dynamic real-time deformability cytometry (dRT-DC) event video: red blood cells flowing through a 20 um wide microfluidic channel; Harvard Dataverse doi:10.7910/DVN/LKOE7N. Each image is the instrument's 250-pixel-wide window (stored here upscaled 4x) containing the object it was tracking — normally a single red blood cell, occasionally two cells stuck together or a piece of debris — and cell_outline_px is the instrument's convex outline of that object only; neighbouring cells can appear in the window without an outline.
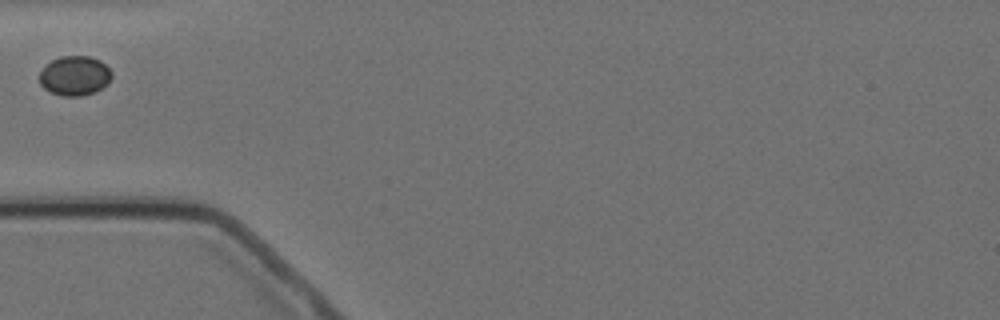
{"species": "Egyptian fruit bat (a non-hibernating species)", "species_latin": "Rousettus aegyptiacus", "temperature_condition": "cold", "stored_images_in_passage": 11, "camera_frame_rate_fps": 3000, "um_per_image_px": 0.085, "animal": {"sex": "female"}, "frame": {"image": 1, "passage_image": 1, "time_ms": 0.0, "image_size_px": [1000, 320], "cell_outline_px": [[112, 76], [108, 84], [92, 92], [80, 96], [64, 96], [52, 92], [44, 88], [40, 84], [40, 72], [52, 60], [60, 56], [88, 56], [100, 60], [112, 72]], "centroid_in_image_um": [6.36, 6.43], "position_along_channel_um": 78.6, "area_um2": 16.42}}
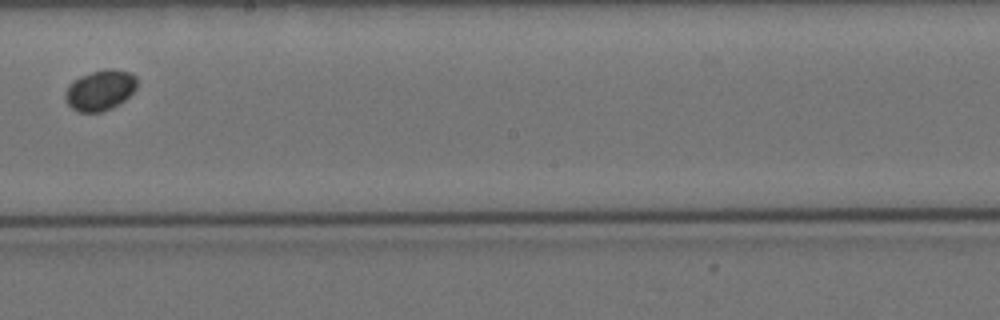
{"frame": {"image": 2, "passage_image": 5, "time_ms": 4.667, "image_size_px": [1000, 320], "cell_outline_px": [[136, 88], [120, 104], [112, 108], [100, 112], [80, 112], [72, 108], [68, 104], [64, 96], [68, 84], [72, 80], [80, 76], [92, 72], [128, 72], [136, 76]], "centroid_in_image_um": [8.46, 7.72], "position_along_channel_um": 239.7, "area_um2": 16.36}}
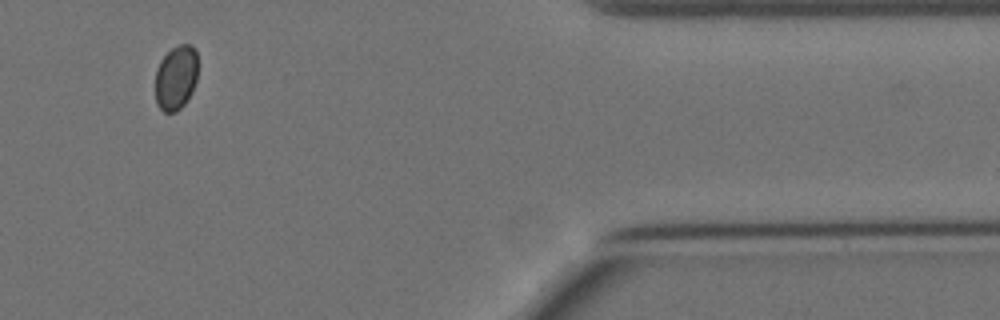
{"frame": {"image": 3, "passage_image": 10, "time_ms": 10.333, "image_size_px": [1000, 320], "cell_outline_px": [[196, 80], [192, 92], [184, 104], [176, 112], [164, 112], [156, 104], [156, 68], [160, 60], [172, 48], [180, 44], [192, 44], [196, 48]], "centroid_in_image_um": [14.95, 6.59], "position_along_channel_um": 396.4, "area_um2": 16.01}}